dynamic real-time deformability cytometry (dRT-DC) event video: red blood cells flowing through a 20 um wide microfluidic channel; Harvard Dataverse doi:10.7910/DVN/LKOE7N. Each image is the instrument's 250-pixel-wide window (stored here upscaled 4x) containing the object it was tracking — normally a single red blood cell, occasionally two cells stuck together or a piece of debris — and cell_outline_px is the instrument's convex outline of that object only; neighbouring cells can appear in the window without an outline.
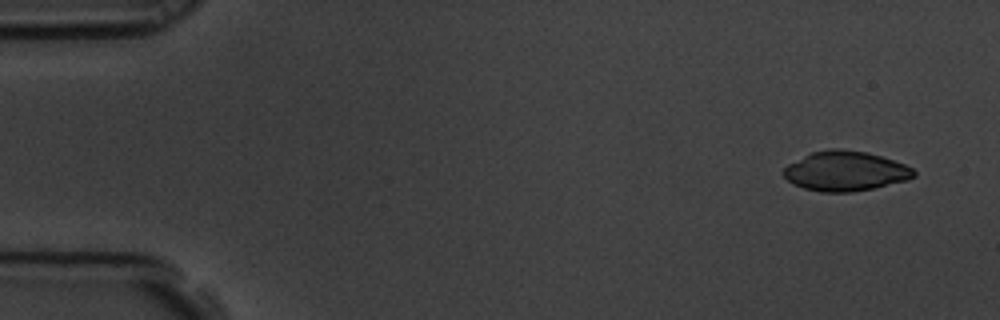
{"species": "common noctule bat (a hibernating species)", "species_latin": "Nyctalus noctula", "temperature_condition": "room temperature", "stored_images_in_passage": 5, "camera_frame_rate_fps": 3000, "um_per_image_px": 0.085, "animal": {"sex": "male", "body_mass_g": 19.5, "forearm_length_mm": 54.6}, "frame": {"image": 1, "passage_image": 1, "time_ms": 0.0, "image_size_px": [1000, 320], "cell_outline_px": [[916, 176], [908, 180], [872, 188], [852, 192], [820, 192], [804, 188], [788, 180], [784, 176], [784, 168], [788, 164], [812, 152], [832, 148], [840, 148], [868, 152], [904, 164], [912, 168], [916, 172]], "centroid_in_image_um": [71.88, 14.54], "position_along_channel_um": 13.1, "area_um2": 30.0}}